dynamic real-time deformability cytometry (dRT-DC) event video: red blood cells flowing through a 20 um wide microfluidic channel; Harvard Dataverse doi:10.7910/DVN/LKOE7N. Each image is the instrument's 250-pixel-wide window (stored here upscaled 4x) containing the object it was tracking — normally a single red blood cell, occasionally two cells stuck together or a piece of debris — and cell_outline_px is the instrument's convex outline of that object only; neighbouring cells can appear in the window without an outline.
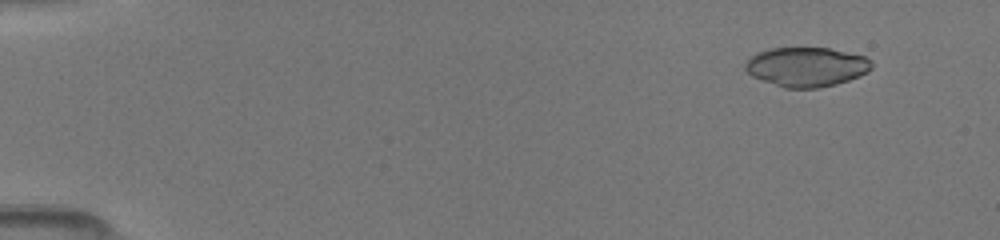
{"species": "common noctule bat (a hibernating species)", "species_latin": "Nyctalus noctula", "temperature_condition": "room temperature", "stored_images_in_passage": 6, "camera_frame_rate_fps": 3000, "um_per_image_px": 0.085, "animal": {"sex": "female", "body_mass_g": 19.5, "forearm_length_mm": 54.1}, "frame": {"image": 1, "passage_image": 2, "time_ms": 0.667, "image_size_px": [1000, 240], "cell_outline_px": [[872, 68], [868, 72], [860, 76], [836, 84], [820, 88], [784, 88], [752, 76], [744, 68], [744, 64], [756, 52], [772, 48], [828, 48], [864, 56], [872, 64]], "centroid_in_image_um": [68.54, 5.69], "position_along_channel_um": 16.5, "area_um2": 28.9}}